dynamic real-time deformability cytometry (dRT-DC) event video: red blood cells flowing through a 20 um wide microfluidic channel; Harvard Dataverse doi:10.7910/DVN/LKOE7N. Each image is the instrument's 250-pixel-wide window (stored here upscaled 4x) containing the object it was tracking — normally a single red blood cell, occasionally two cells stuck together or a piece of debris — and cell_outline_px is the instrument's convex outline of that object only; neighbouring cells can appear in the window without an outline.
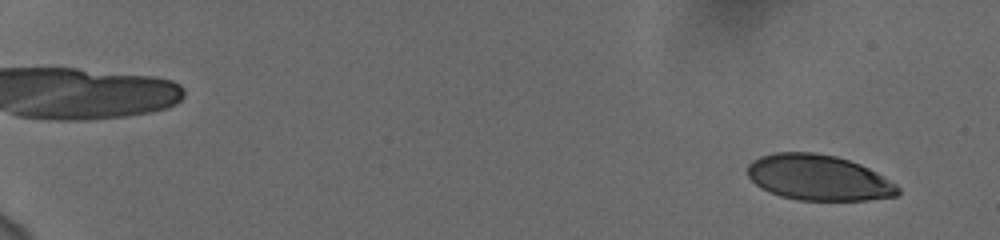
{"species": "human", "species_latin": "Homo sapiens", "temperature_condition": "cold", "stored_images_in_passage": 57, "camera_frame_rate_fps": 3000, "um_per_image_px": 0.085, "donor": {"sex": "female"}, "frame": {"image": 1, "passage_image": 4, "time_ms": 1.0, "image_size_px": [1000, 240], "cell_outline_px": [[900, 192], [896, 196], [868, 200], [800, 200], [780, 196], [756, 184], [748, 176], [748, 164], [752, 160], [760, 156], [776, 152], [816, 152], [836, 156], [860, 164], [876, 172], [896, 184], [900, 188]], "centroid_in_image_um": [69.59, 15.09], "position_along_channel_um": 15.4, "area_um2": 39.82}}
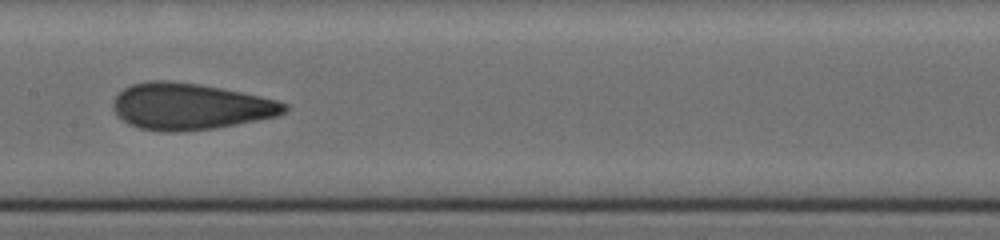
{"frame": {"image": 2, "passage_image": 33, "time_ms": 10.667, "image_size_px": [1000, 240], "cell_outline_px": [[288, 108], [284, 112], [276, 116], [216, 128], [180, 132], [160, 132], [140, 128], [128, 124], [112, 108], [112, 100], [124, 88], [132, 84], [144, 80], [168, 80], [200, 84], [260, 96], [276, 100], [288, 104]], "centroid_in_image_um": [16.12, 9.04], "position_along_channel_um": 191.3, "area_um2": 46.41}}
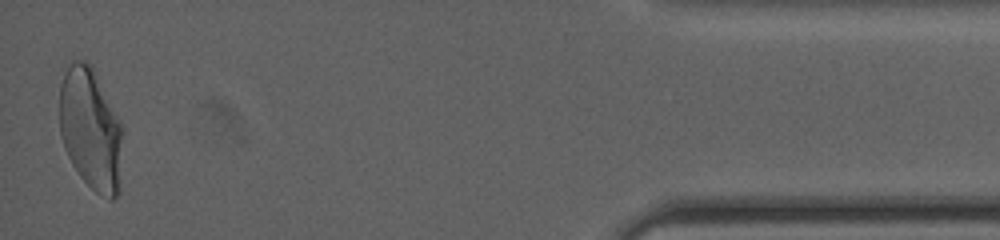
{"frame": {"image": 3, "passage_image": 57, "time_ms": 18.667, "image_size_px": [1000, 240], "cell_outline_px": [[124, 132], [120, 192], [112, 200], [108, 200], [100, 196], [80, 176], [72, 164], [64, 148], [60, 136], [60, 84], [72, 60], [84, 60], [92, 68], [120, 120]], "centroid_in_image_um": [7.75, 11.06], "position_along_channel_um": 427.5, "area_um2": 45.26}, "authors_computed_cell_mechanics": {"area_um2": 44.2748, "velocity_mm_per_s": 3.7493, "shape_relaxation_time_tau1_ms": 10.6405, "shape_relaxation_time_tau2_ms": 0.9078, "deformation_change_tau1": 0.2892, "deformation_change_tau2": 0.0859}}